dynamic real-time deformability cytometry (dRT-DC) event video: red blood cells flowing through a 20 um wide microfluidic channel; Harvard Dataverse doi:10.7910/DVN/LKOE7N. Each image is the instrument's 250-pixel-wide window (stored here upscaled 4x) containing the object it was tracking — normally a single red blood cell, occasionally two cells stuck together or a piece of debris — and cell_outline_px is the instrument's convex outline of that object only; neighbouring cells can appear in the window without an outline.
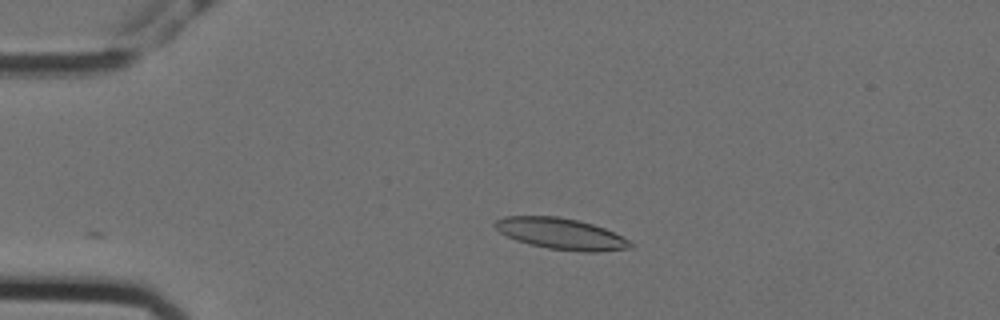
{"species": "Egyptian fruit bat (a non-hibernating species)", "species_latin": "Rousettus aegyptiacus", "temperature_condition": "cold", "stored_images_in_passage": 35, "camera_frame_rate_fps": 3000, "um_per_image_px": 0.085, "animal": {"sex": "female"}, "frame": {"image": 1, "passage_image": 1, "time_ms": 0.0, "image_size_px": [1000, 320], "cell_outline_px": [[632, 248], [600, 252], [580, 252], [548, 248], [528, 244], [516, 240], [500, 232], [492, 224], [496, 220], [504, 216], [560, 216], [592, 224], [604, 228], [628, 240], [632, 244]], "centroid_in_image_um": [47.67, 19.87], "position_along_channel_um": 37.3, "area_um2": 24.57}}
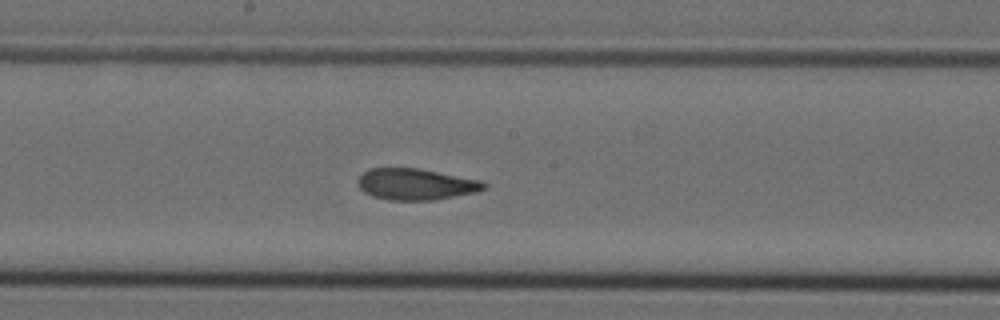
{"frame": {"image": 2, "passage_image": 19, "time_ms": 6.0, "image_size_px": [1000, 320], "cell_outline_px": [[488, 184], [484, 188], [476, 192], [432, 200], [388, 200], [372, 196], [364, 192], [360, 188], [360, 176], [368, 168], [420, 168], [480, 180]], "centroid_in_image_um": [35.35, 15.65], "position_along_channel_um": 212.8, "area_um2": 22.83}}
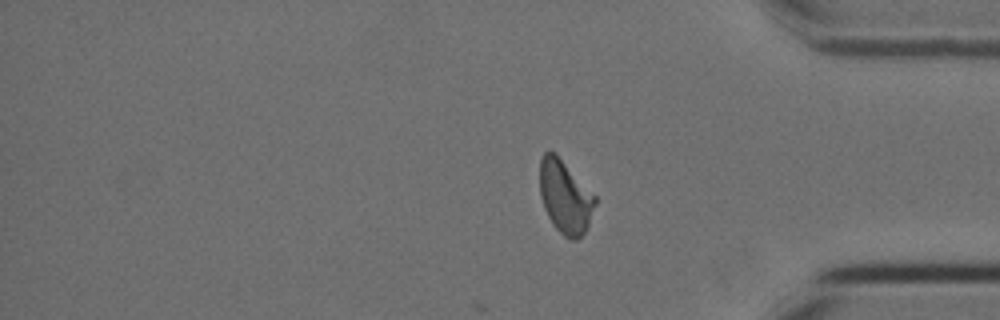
{"frame": {"image": 3, "passage_image": 35, "time_ms": 11.333, "image_size_px": [1000, 320], "cell_outline_px": [[596, 204], [588, 228], [576, 240], [572, 240], [564, 236], [552, 224], [544, 208], [540, 196], [540, 160], [544, 152], [552, 152], [596, 196]], "centroid_in_image_um": [48.04, 16.8], "position_along_channel_um": 387.2, "area_um2": 23.12}, "authors_computed_cell_mechanics": {"area_um2": 23.4668, "velocity_mm_per_s": 3.5559, "shape_relaxation_time_tau1_ms": 5.2443, "shape_relaxation_time_tau2_ms": 2.3959, "deformation_change_tau1": 0.1621, "deformation_change_tau2": 0.0724}}